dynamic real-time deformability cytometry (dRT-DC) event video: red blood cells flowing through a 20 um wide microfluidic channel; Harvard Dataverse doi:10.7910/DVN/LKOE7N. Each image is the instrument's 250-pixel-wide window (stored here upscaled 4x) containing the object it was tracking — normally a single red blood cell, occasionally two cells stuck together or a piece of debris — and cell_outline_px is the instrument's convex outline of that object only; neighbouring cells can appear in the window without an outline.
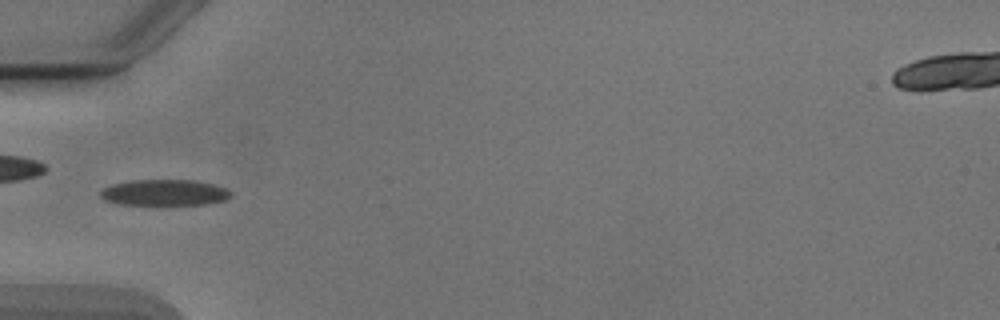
{"species": "Egyptian fruit bat (a non-hibernating species)", "species_latin": "Rousettus aegyptiacus", "temperature_condition": "cold", "stored_images_in_passage": 7, "camera_frame_rate_fps": 3000, "um_per_image_px": 0.085, "animal": {"sex": "male"}, "frame": {"image": 1, "passage_image": 6, "time_ms": 6.0, "image_size_px": [1000, 320], "cell_outline_px": [[232, 196], [228, 200], [208, 204], [120, 204], [104, 200], [100, 196], [100, 192], [104, 188], [112, 184], [132, 180], [196, 180], [228, 188], [232, 192]], "centroid_in_image_um": [14.04, 16.36], "position_along_channel_um": 71.0, "area_um2": 19.88}}
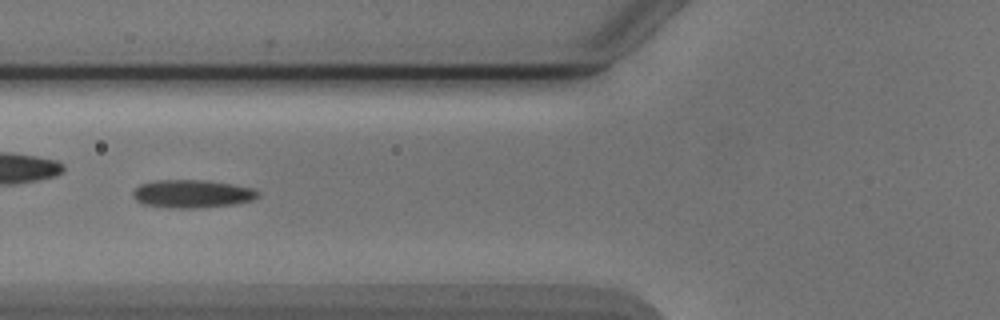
{"frame": {"image": 2, "passage_image": 7, "time_ms": 7.0, "image_size_px": [1000, 320], "cell_outline_px": [[260, 196], [252, 200], [236, 204], [200, 208], [172, 208], [140, 204], [132, 196], [132, 192], [140, 184], [156, 180], [204, 180], [252, 188], [260, 192]], "centroid_in_image_um": [16.31, 16.48], "position_along_channel_um": 109.5, "area_um2": 20.52}}